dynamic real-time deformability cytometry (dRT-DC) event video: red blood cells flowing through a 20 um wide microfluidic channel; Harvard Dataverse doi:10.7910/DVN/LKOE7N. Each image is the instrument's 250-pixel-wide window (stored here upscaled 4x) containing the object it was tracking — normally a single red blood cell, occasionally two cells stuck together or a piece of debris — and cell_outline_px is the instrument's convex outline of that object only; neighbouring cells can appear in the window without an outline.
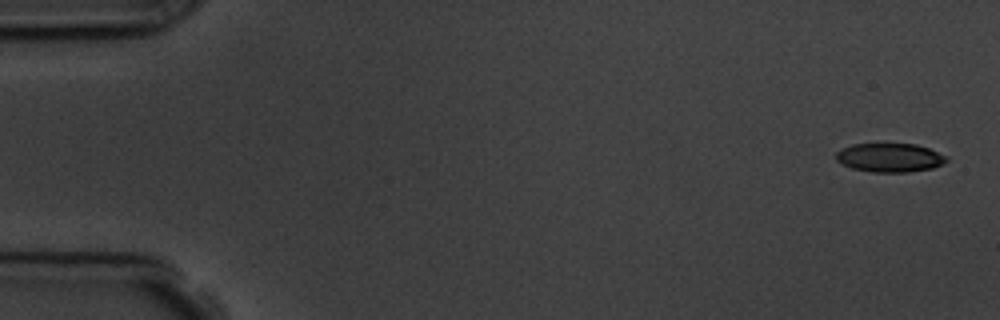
{"species": "common noctule bat (a hibernating species)", "species_latin": "Nyctalus noctula", "temperature_condition": "room temperature", "stored_images_in_passage": 5, "camera_frame_rate_fps": 3000, "um_per_image_px": 0.085, "animal": {"sex": "male", "body_mass_g": 19.5, "forearm_length_mm": 54.6}, "frame": {"image": 1, "passage_image": 1, "time_ms": 0.0, "image_size_px": [1000, 320], "cell_outline_px": [[948, 160], [932, 168], [908, 172], [872, 172], [852, 168], [840, 164], [836, 160], [836, 152], [840, 148], [852, 144], [916, 144], [928, 148], [948, 156]], "centroid_in_image_um": [75.59, 13.39], "position_along_channel_um": 9.4, "area_um2": 18.61}}
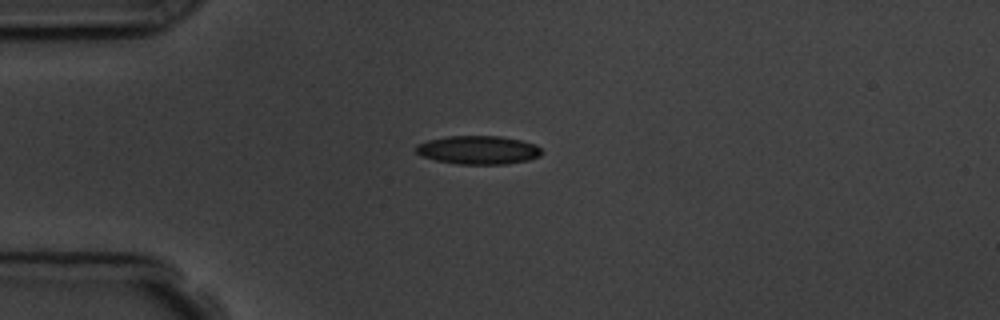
{"frame": {"image": 2, "passage_image": 4, "time_ms": 4.0, "image_size_px": [1000, 320], "cell_outline_px": [[544, 152], [540, 156], [528, 160], [508, 164], [456, 164], [436, 160], [424, 156], [416, 152], [416, 144], [428, 140], [448, 136], [500, 136], [520, 140], [536, 144]], "centroid_in_image_um": [40.69, 12.75], "position_along_channel_um": 44.3, "area_um2": 20.92}}